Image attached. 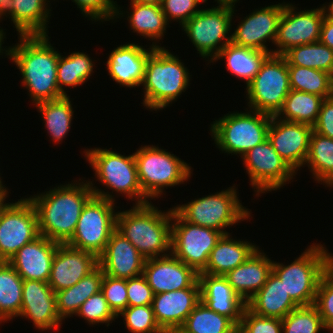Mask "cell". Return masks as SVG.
Instances as JSON below:
<instances>
[{"instance_id": "1", "label": "cell", "mask_w": 333, "mask_h": 333, "mask_svg": "<svg viewBox=\"0 0 333 333\" xmlns=\"http://www.w3.org/2000/svg\"><path fill=\"white\" fill-rule=\"evenodd\" d=\"M75 181L28 197L37 212L39 234L59 244L72 238L84 206L94 196L87 180Z\"/></svg>"}, {"instance_id": "2", "label": "cell", "mask_w": 333, "mask_h": 333, "mask_svg": "<svg viewBox=\"0 0 333 333\" xmlns=\"http://www.w3.org/2000/svg\"><path fill=\"white\" fill-rule=\"evenodd\" d=\"M49 38L48 35L19 36V43L9 46V59L19 69L22 86L27 88L34 105L64 97L56 74L60 53Z\"/></svg>"}, {"instance_id": "3", "label": "cell", "mask_w": 333, "mask_h": 333, "mask_svg": "<svg viewBox=\"0 0 333 333\" xmlns=\"http://www.w3.org/2000/svg\"><path fill=\"white\" fill-rule=\"evenodd\" d=\"M162 211L150 202L117 213L116 230L145 259L171 254L172 208Z\"/></svg>"}, {"instance_id": "4", "label": "cell", "mask_w": 333, "mask_h": 333, "mask_svg": "<svg viewBox=\"0 0 333 333\" xmlns=\"http://www.w3.org/2000/svg\"><path fill=\"white\" fill-rule=\"evenodd\" d=\"M190 73L179 57L168 49L155 47L149 55L144 79L143 106L151 111L170 106L190 86Z\"/></svg>"}, {"instance_id": "5", "label": "cell", "mask_w": 333, "mask_h": 333, "mask_svg": "<svg viewBox=\"0 0 333 333\" xmlns=\"http://www.w3.org/2000/svg\"><path fill=\"white\" fill-rule=\"evenodd\" d=\"M94 196L84 206L72 238L66 243L99 257L116 230V199L111 192L103 191L88 179ZM116 211V212H115Z\"/></svg>"}, {"instance_id": "6", "label": "cell", "mask_w": 333, "mask_h": 333, "mask_svg": "<svg viewBox=\"0 0 333 333\" xmlns=\"http://www.w3.org/2000/svg\"><path fill=\"white\" fill-rule=\"evenodd\" d=\"M143 194L148 200L161 197L167 187L190 180L192 168L184 160L158 146H141L133 153Z\"/></svg>"}, {"instance_id": "7", "label": "cell", "mask_w": 333, "mask_h": 333, "mask_svg": "<svg viewBox=\"0 0 333 333\" xmlns=\"http://www.w3.org/2000/svg\"><path fill=\"white\" fill-rule=\"evenodd\" d=\"M230 112L213 121L210 133L222 153L242 157L256 145L268 139L272 115L254 110Z\"/></svg>"}, {"instance_id": "8", "label": "cell", "mask_w": 333, "mask_h": 333, "mask_svg": "<svg viewBox=\"0 0 333 333\" xmlns=\"http://www.w3.org/2000/svg\"><path fill=\"white\" fill-rule=\"evenodd\" d=\"M237 192L233 185L226 190L195 198L187 204L176 205L173 209L185 221L215 229L226 235L229 234L226 228L248 220L251 216L249 209L240 203Z\"/></svg>"}, {"instance_id": "9", "label": "cell", "mask_w": 333, "mask_h": 333, "mask_svg": "<svg viewBox=\"0 0 333 333\" xmlns=\"http://www.w3.org/2000/svg\"><path fill=\"white\" fill-rule=\"evenodd\" d=\"M110 149L96 147L83 151L97 181L111 189L112 193L115 191L117 196L122 194L135 201V205L150 203L139 184L134 154L125 156Z\"/></svg>"}, {"instance_id": "10", "label": "cell", "mask_w": 333, "mask_h": 333, "mask_svg": "<svg viewBox=\"0 0 333 333\" xmlns=\"http://www.w3.org/2000/svg\"><path fill=\"white\" fill-rule=\"evenodd\" d=\"M323 245L313 243L288 265L274 262L272 272L283 282L286 293L298 306L314 305L322 277Z\"/></svg>"}, {"instance_id": "11", "label": "cell", "mask_w": 333, "mask_h": 333, "mask_svg": "<svg viewBox=\"0 0 333 333\" xmlns=\"http://www.w3.org/2000/svg\"><path fill=\"white\" fill-rule=\"evenodd\" d=\"M290 91L286 59L283 55L270 54L246 87V109L276 115Z\"/></svg>"}, {"instance_id": "12", "label": "cell", "mask_w": 333, "mask_h": 333, "mask_svg": "<svg viewBox=\"0 0 333 333\" xmlns=\"http://www.w3.org/2000/svg\"><path fill=\"white\" fill-rule=\"evenodd\" d=\"M234 9L235 6L232 5L202 8L182 26L199 56L205 60L207 58L208 64L231 42L229 33L232 29L233 14H236Z\"/></svg>"}, {"instance_id": "13", "label": "cell", "mask_w": 333, "mask_h": 333, "mask_svg": "<svg viewBox=\"0 0 333 333\" xmlns=\"http://www.w3.org/2000/svg\"><path fill=\"white\" fill-rule=\"evenodd\" d=\"M223 235L185 221L172 207L171 253L197 273L206 268L211 250Z\"/></svg>"}, {"instance_id": "14", "label": "cell", "mask_w": 333, "mask_h": 333, "mask_svg": "<svg viewBox=\"0 0 333 333\" xmlns=\"http://www.w3.org/2000/svg\"><path fill=\"white\" fill-rule=\"evenodd\" d=\"M38 217L30 199L8 202L0 212V262L39 236Z\"/></svg>"}, {"instance_id": "15", "label": "cell", "mask_w": 333, "mask_h": 333, "mask_svg": "<svg viewBox=\"0 0 333 333\" xmlns=\"http://www.w3.org/2000/svg\"><path fill=\"white\" fill-rule=\"evenodd\" d=\"M241 158L256 197L281 189L296 175L276 152L269 139L253 147Z\"/></svg>"}, {"instance_id": "16", "label": "cell", "mask_w": 333, "mask_h": 333, "mask_svg": "<svg viewBox=\"0 0 333 333\" xmlns=\"http://www.w3.org/2000/svg\"><path fill=\"white\" fill-rule=\"evenodd\" d=\"M294 6L284 2L274 42L276 49H272V54L283 55L292 47L317 42L320 39L325 16L323 6L298 12L296 10L299 9Z\"/></svg>"}, {"instance_id": "17", "label": "cell", "mask_w": 333, "mask_h": 333, "mask_svg": "<svg viewBox=\"0 0 333 333\" xmlns=\"http://www.w3.org/2000/svg\"><path fill=\"white\" fill-rule=\"evenodd\" d=\"M283 9L284 2L252 10L234 29L231 42L272 54L267 42H275Z\"/></svg>"}, {"instance_id": "18", "label": "cell", "mask_w": 333, "mask_h": 333, "mask_svg": "<svg viewBox=\"0 0 333 333\" xmlns=\"http://www.w3.org/2000/svg\"><path fill=\"white\" fill-rule=\"evenodd\" d=\"M313 127L271 117L268 139L276 152L297 174L306 162Z\"/></svg>"}, {"instance_id": "19", "label": "cell", "mask_w": 333, "mask_h": 333, "mask_svg": "<svg viewBox=\"0 0 333 333\" xmlns=\"http://www.w3.org/2000/svg\"><path fill=\"white\" fill-rule=\"evenodd\" d=\"M142 275L154 295L185 288H200L198 273L172 253L146 259Z\"/></svg>"}, {"instance_id": "20", "label": "cell", "mask_w": 333, "mask_h": 333, "mask_svg": "<svg viewBox=\"0 0 333 333\" xmlns=\"http://www.w3.org/2000/svg\"><path fill=\"white\" fill-rule=\"evenodd\" d=\"M19 317L32 320L41 331L60 329L63 324L56 308L55 292L48 282L23 280L22 305Z\"/></svg>"}, {"instance_id": "21", "label": "cell", "mask_w": 333, "mask_h": 333, "mask_svg": "<svg viewBox=\"0 0 333 333\" xmlns=\"http://www.w3.org/2000/svg\"><path fill=\"white\" fill-rule=\"evenodd\" d=\"M98 265V257L92 252L59 244L52 261L48 284L54 292L69 288Z\"/></svg>"}, {"instance_id": "22", "label": "cell", "mask_w": 333, "mask_h": 333, "mask_svg": "<svg viewBox=\"0 0 333 333\" xmlns=\"http://www.w3.org/2000/svg\"><path fill=\"white\" fill-rule=\"evenodd\" d=\"M146 259L131 242L115 230L98 257V264L105 275L130 279L143 274Z\"/></svg>"}, {"instance_id": "23", "label": "cell", "mask_w": 333, "mask_h": 333, "mask_svg": "<svg viewBox=\"0 0 333 333\" xmlns=\"http://www.w3.org/2000/svg\"><path fill=\"white\" fill-rule=\"evenodd\" d=\"M200 299V288L155 294L152 308L156 322L164 332H177Z\"/></svg>"}, {"instance_id": "24", "label": "cell", "mask_w": 333, "mask_h": 333, "mask_svg": "<svg viewBox=\"0 0 333 333\" xmlns=\"http://www.w3.org/2000/svg\"><path fill=\"white\" fill-rule=\"evenodd\" d=\"M59 243L39 235L19 249L7 262L23 280L48 282Z\"/></svg>"}, {"instance_id": "25", "label": "cell", "mask_w": 333, "mask_h": 333, "mask_svg": "<svg viewBox=\"0 0 333 333\" xmlns=\"http://www.w3.org/2000/svg\"><path fill=\"white\" fill-rule=\"evenodd\" d=\"M155 47L145 49L138 43H125L116 47L106 61L109 76L123 87L141 86L146 62Z\"/></svg>"}, {"instance_id": "26", "label": "cell", "mask_w": 333, "mask_h": 333, "mask_svg": "<svg viewBox=\"0 0 333 333\" xmlns=\"http://www.w3.org/2000/svg\"><path fill=\"white\" fill-rule=\"evenodd\" d=\"M201 301L212 311L240 325L247 304L235 293L224 276L198 273Z\"/></svg>"}, {"instance_id": "27", "label": "cell", "mask_w": 333, "mask_h": 333, "mask_svg": "<svg viewBox=\"0 0 333 333\" xmlns=\"http://www.w3.org/2000/svg\"><path fill=\"white\" fill-rule=\"evenodd\" d=\"M273 261L258 248L244 263L224 277L235 293L247 303L266 283Z\"/></svg>"}, {"instance_id": "28", "label": "cell", "mask_w": 333, "mask_h": 333, "mask_svg": "<svg viewBox=\"0 0 333 333\" xmlns=\"http://www.w3.org/2000/svg\"><path fill=\"white\" fill-rule=\"evenodd\" d=\"M247 308L262 317L283 319L299 307L286 293L283 282L271 272L263 287L246 303Z\"/></svg>"}, {"instance_id": "29", "label": "cell", "mask_w": 333, "mask_h": 333, "mask_svg": "<svg viewBox=\"0 0 333 333\" xmlns=\"http://www.w3.org/2000/svg\"><path fill=\"white\" fill-rule=\"evenodd\" d=\"M120 9L121 8L117 4L114 20H117L119 17H125V14L128 13L126 18L130 25L129 28L133 30L132 32L137 33V35L139 34V36L141 35L143 38L145 37L150 41L154 40L151 46L156 48L162 47L161 44L158 45L157 43L163 39L167 25L169 27V23L166 20L161 6L130 2L128 12L121 11Z\"/></svg>"}, {"instance_id": "30", "label": "cell", "mask_w": 333, "mask_h": 333, "mask_svg": "<svg viewBox=\"0 0 333 333\" xmlns=\"http://www.w3.org/2000/svg\"><path fill=\"white\" fill-rule=\"evenodd\" d=\"M230 233L223 235L211 250L208 264L201 273L225 276L244 263L258 248L247 240L233 239Z\"/></svg>"}, {"instance_id": "31", "label": "cell", "mask_w": 333, "mask_h": 333, "mask_svg": "<svg viewBox=\"0 0 333 333\" xmlns=\"http://www.w3.org/2000/svg\"><path fill=\"white\" fill-rule=\"evenodd\" d=\"M270 54V52L244 47L229 42L210 63H214L221 59L223 60L224 58L226 61V69L230 74L235 77L237 76L238 79H243L247 87L257 75L263 62Z\"/></svg>"}, {"instance_id": "32", "label": "cell", "mask_w": 333, "mask_h": 333, "mask_svg": "<svg viewBox=\"0 0 333 333\" xmlns=\"http://www.w3.org/2000/svg\"><path fill=\"white\" fill-rule=\"evenodd\" d=\"M47 2V3H46ZM49 0H12L10 17L18 36L48 35V20L52 11Z\"/></svg>"}, {"instance_id": "33", "label": "cell", "mask_w": 333, "mask_h": 333, "mask_svg": "<svg viewBox=\"0 0 333 333\" xmlns=\"http://www.w3.org/2000/svg\"><path fill=\"white\" fill-rule=\"evenodd\" d=\"M103 276L104 272L98 265L75 285L55 292L57 312L63 321L76 315L81 305L101 290Z\"/></svg>"}, {"instance_id": "34", "label": "cell", "mask_w": 333, "mask_h": 333, "mask_svg": "<svg viewBox=\"0 0 333 333\" xmlns=\"http://www.w3.org/2000/svg\"><path fill=\"white\" fill-rule=\"evenodd\" d=\"M36 108L42 116L44 127L53 142L59 143L66 137L71 128L74 110L70 96L50 101L36 103Z\"/></svg>"}, {"instance_id": "35", "label": "cell", "mask_w": 333, "mask_h": 333, "mask_svg": "<svg viewBox=\"0 0 333 333\" xmlns=\"http://www.w3.org/2000/svg\"><path fill=\"white\" fill-rule=\"evenodd\" d=\"M324 100L318 95L291 89L282 108L275 116L284 121L307 124L313 127Z\"/></svg>"}, {"instance_id": "36", "label": "cell", "mask_w": 333, "mask_h": 333, "mask_svg": "<svg viewBox=\"0 0 333 333\" xmlns=\"http://www.w3.org/2000/svg\"><path fill=\"white\" fill-rule=\"evenodd\" d=\"M305 165L315 181L333 187V139L312 131Z\"/></svg>"}, {"instance_id": "37", "label": "cell", "mask_w": 333, "mask_h": 333, "mask_svg": "<svg viewBox=\"0 0 333 333\" xmlns=\"http://www.w3.org/2000/svg\"><path fill=\"white\" fill-rule=\"evenodd\" d=\"M23 279L7 262H0V324L18 317L22 305Z\"/></svg>"}, {"instance_id": "38", "label": "cell", "mask_w": 333, "mask_h": 333, "mask_svg": "<svg viewBox=\"0 0 333 333\" xmlns=\"http://www.w3.org/2000/svg\"><path fill=\"white\" fill-rule=\"evenodd\" d=\"M94 66V62L87 53L75 51L68 56H63L60 53L56 73L60 92L64 96H68L64 90L66 87L75 88L88 81L94 72Z\"/></svg>"}, {"instance_id": "39", "label": "cell", "mask_w": 333, "mask_h": 333, "mask_svg": "<svg viewBox=\"0 0 333 333\" xmlns=\"http://www.w3.org/2000/svg\"><path fill=\"white\" fill-rule=\"evenodd\" d=\"M237 325L228 317L209 309L200 301L187 317L179 333H235Z\"/></svg>"}, {"instance_id": "40", "label": "cell", "mask_w": 333, "mask_h": 333, "mask_svg": "<svg viewBox=\"0 0 333 333\" xmlns=\"http://www.w3.org/2000/svg\"><path fill=\"white\" fill-rule=\"evenodd\" d=\"M283 56L287 65L319 69L333 76V50L320 41L292 47Z\"/></svg>"}, {"instance_id": "41", "label": "cell", "mask_w": 333, "mask_h": 333, "mask_svg": "<svg viewBox=\"0 0 333 333\" xmlns=\"http://www.w3.org/2000/svg\"><path fill=\"white\" fill-rule=\"evenodd\" d=\"M290 88L324 99L333 96V76L319 69L288 65Z\"/></svg>"}, {"instance_id": "42", "label": "cell", "mask_w": 333, "mask_h": 333, "mask_svg": "<svg viewBox=\"0 0 333 333\" xmlns=\"http://www.w3.org/2000/svg\"><path fill=\"white\" fill-rule=\"evenodd\" d=\"M329 330L314 305L299 306L282 319V333H319Z\"/></svg>"}, {"instance_id": "43", "label": "cell", "mask_w": 333, "mask_h": 333, "mask_svg": "<svg viewBox=\"0 0 333 333\" xmlns=\"http://www.w3.org/2000/svg\"><path fill=\"white\" fill-rule=\"evenodd\" d=\"M120 316L130 333H165L156 322L152 305L128 306Z\"/></svg>"}, {"instance_id": "44", "label": "cell", "mask_w": 333, "mask_h": 333, "mask_svg": "<svg viewBox=\"0 0 333 333\" xmlns=\"http://www.w3.org/2000/svg\"><path fill=\"white\" fill-rule=\"evenodd\" d=\"M82 317L89 325L104 324L109 326L118 317L110 309L103 292L93 294L80 307L75 315Z\"/></svg>"}, {"instance_id": "45", "label": "cell", "mask_w": 333, "mask_h": 333, "mask_svg": "<svg viewBox=\"0 0 333 333\" xmlns=\"http://www.w3.org/2000/svg\"><path fill=\"white\" fill-rule=\"evenodd\" d=\"M101 291L116 316L128 307L127 279L114 278L104 274Z\"/></svg>"}, {"instance_id": "46", "label": "cell", "mask_w": 333, "mask_h": 333, "mask_svg": "<svg viewBox=\"0 0 333 333\" xmlns=\"http://www.w3.org/2000/svg\"><path fill=\"white\" fill-rule=\"evenodd\" d=\"M206 1L208 0H162L160 6L168 23L175 20L182 27L201 10L197 6Z\"/></svg>"}, {"instance_id": "47", "label": "cell", "mask_w": 333, "mask_h": 333, "mask_svg": "<svg viewBox=\"0 0 333 333\" xmlns=\"http://www.w3.org/2000/svg\"><path fill=\"white\" fill-rule=\"evenodd\" d=\"M75 2L83 16L89 17L90 20L110 21L114 20L117 9V2L114 0H71Z\"/></svg>"}, {"instance_id": "48", "label": "cell", "mask_w": 333, "mask_h": 333, "mask_svg": "<svg viewBox=\"0 0 333 333\" xmlns=\"http://www.w3.org/2000/svg\"><path fill=\"white\" fill-rule=\"evenodd\" d=\"M238 327L244 333H282V320L258 316L246 307Z\"/></svg>"}, {"instance_id": "49", "label": "cell", "mask_w": 333, "mask_h": 333, "mask_svg": "<svg viewBox=\"0 0 333 333\" xmlns=\"http://www.w3.org/2000/svg\"><path fill=\"white\" fill-rule=\"evenodd\" d=\"M314 306L317 308L323 323L333 333V287L323 277L318 285Z\"/></svg>"}, {"instance_id": "50", "label": "cell", "mask_w": 333, "mask_h": 333, "mask_svg": "<svg viewBox=\"0 0 333 333\" xmlns=\"http://www.w3.org/2000/svg\"><path fill=\"white\" fill-rule=\"evenodd\" d=\"M128 306L152 305L154 293L143 275L127 279Z\"/></svg>"}, {"instance_id": "51", "label": "cell", "mask_w": 333, "mask_h": 333, "mask_svg": "<svg viewBox=\"0 0 333 333\" xmlns=\"http://www.w3.org/2000/svg\"><path fill=\"white\" fill-rule=\"evenodd\" d=\"M313 131L333 139V96L322 102Z\"/></svg>"}, {"instance_id": "52", "label": "cell", "mask_w": 333, "mask_h": 333, "mask_svg": "<svg viewBox=\"0 0 333 333\" xmlns=\"http://www.w3.org/2000/svg\"><path fill=\"white\" fill-rule=\"evenodd\" d=\"M319 41L333 50V19L326 15L322 23Z\"/></svg>"}, {"instance_id": "53", "label": "cell", "mask_w": 333, "mask_h": 333, "mask_svg": "<svg viewBox=\"0 0 333 333\" xmlns=\"http://www.w3.org/2000/svg\"><path fill=\"white\" fill-rule=\"evenodd\" d=\"M322 277L333 287V254L323 246Z\"/></svg>"}, {"instance_id": "54", "label": "cell", "mask_w": 333, "mask_h": 333, "mask_svg": "<svg viewBox=\"0 0 333 333\" xmlns=\"http://www.w3.org/2000/svg\"><path fill=\"white\" fill-rule=\"evenodd\" d=\"M13 15V3L12 0H0V21L6 17Z\"/></svg>"}, {"instance_id": "55", "label": "cell", "mask_w": 333, "mask_h": 333, "mask_svg": "<svg viewBox=\"0 0 333 333\" xmlns=\"http://www.w3.org/2000/svg\"><path fill=\"white\" fill-rule=\"evenodd\" d=\"M6 33L4 32V30L0 27V55L5 54V56H7L9 58V54H10V47L4 49V47L2 46L4 43V38H6L5 35ZM3 42V43H2ZM3 47V48H2Z\"/></svg>"}, {"instance_id": "56", "label": "cell", "mask_w": 333, "mask_h": 333, "mask_svg": "<svg viewBox=\"0 0 333 333\" xmlns=\"http://www.w3.org/2000/svg\"><path fill=\"white\" fill-rule=\"evenodd\" d=\"M328 5L323 4V8L325 11V15L329 17L330 19H333V0L332 2L327 3Z\"/></svg>"}, {"instance_id": "57", "label": "cell", "mask_w": 333, "mask_h": 333, "mask_svg": "<svg viewBox=\"0 0 333 333\" xmlns=\"http://www.w3.org/2000/svg\"><path fill=\"white\" fill-rule=\"evenodd\" d=\"M7 195L9 196V191H0V212L8 204L5 202Z\"/></svg>"}, {"instance_id": "58", "label": "cell", "mask_w": 333, "mask_h": 333, "mask_svg": "<svg viewBox=\"0 0 333 333\" xmlns=\"http://www.w3.org/2000/svg\"><path fill=\"white\" fill-rule=\"evenodd\" d=\"M130 2L160 6L162 3V0H130Z\"/></svg>"}, {"instance_id": "59", "label": "cell", "mask_w": 333, "mask_h": 333, "mask_svg": "<svg viewBox=\"0 0 333 333\" xmlns=\"http://www.w3.org/2000/svg\"><path fill=\"white\" fill-rule=\"evenodd\" d=\"M217 1L218 5H232L235 6L239 0H214Z\"/></svg>"}, {"instance_id": "60", "label": "cell", "mask_w": 333, "mask_h": 333, "mask_svg": "<svg viewBox=\"0 0 333 333\" xmlns=\"http://www.w3.org/2000/svg\"><path fill=\"white\" fill-rule=\"evenodd\" d=\"M0 191H9L8 188L5 185H3L1 177H0Z\"/></svg>"}, {"instance_id": "61", "label": "cell", "mask_w": 333, "mask_h": 333, "mask_svg": "<svg viewBox=\"0 0 333 333\" xmlns=\"http://www.w3.org/2000/svg\"><path fill=\"white\" fill-rule=\"evenodd\" d=\"M235 333H244L239 327H237Z\"/></svg>"}]
</instances>
